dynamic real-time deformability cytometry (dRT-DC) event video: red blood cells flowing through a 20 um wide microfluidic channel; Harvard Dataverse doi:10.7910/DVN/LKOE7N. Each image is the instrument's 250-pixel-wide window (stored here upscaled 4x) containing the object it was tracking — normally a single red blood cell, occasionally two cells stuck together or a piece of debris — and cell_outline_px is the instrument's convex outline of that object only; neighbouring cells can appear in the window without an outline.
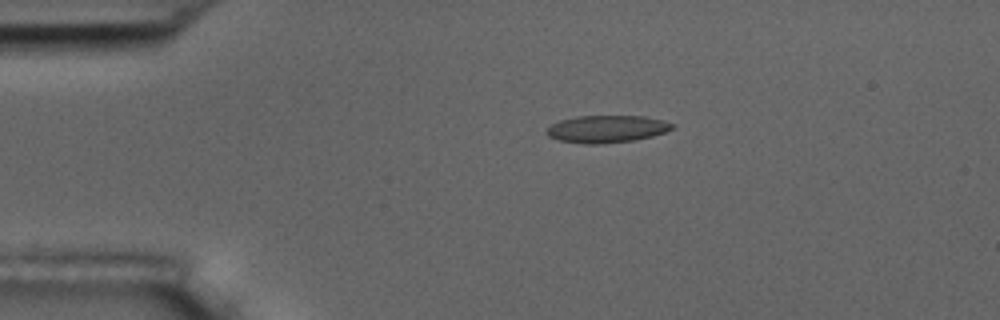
{"species": "common noctule bat (a hibernating species)", "species_latin": "Nyctalus noctula", "temperature_condition": "room temperature", "stored_images_in_passage": 4, "camera_frame_rate_fps": 3000, "um_per_image_px": 0.085, "animal": {"sex": "male", "body_mass_g": 17.5, "forearm_length_mm": 52.3}, "frame": {"image": 1, "passage_image": 1, "time_ms": 0.0, "image_size_px": [1000, 320], "cell_outline_px": [[676, 124], [672, 128], [664, 132], [652, 136], [632, 140], [600, 144], [584, 144], [560, 140], [548, 136], [544, 132], [552, 124], [560, 120], [576, 116], [644, 116]], "centroid_in_image_um": [51.54, 10.96], "position_along_channel_um": 33.5, "area_um2": 19.83}}
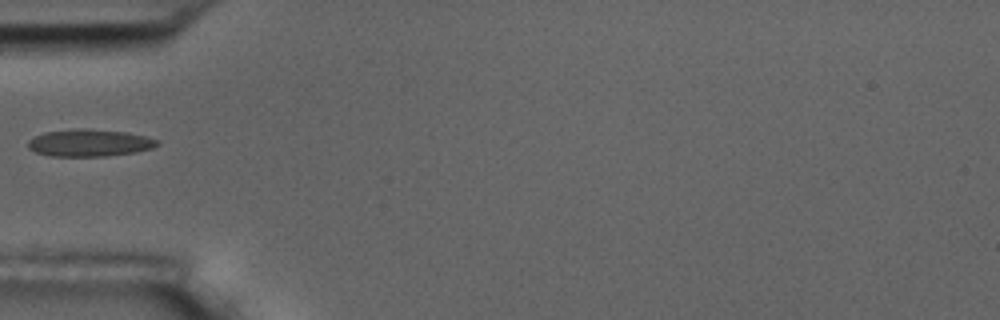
{"frame": {"image": 2, "passage_image": 3, "time_ms": 2.333, "image_size_px": [1000, 320], "cell_outline_px": [[160, 144], [152, 148], [136, 152], [104, 156], [48, 156], [36, 152], [28, 148], [28, 140], [44, 132], [76, 128], [88, 128], [128, 132], [160, 140]], "centroid_in_image_um": [7.61, 12.13], "position_along_channel_um": 77.4, "area_um2": 20.63}}